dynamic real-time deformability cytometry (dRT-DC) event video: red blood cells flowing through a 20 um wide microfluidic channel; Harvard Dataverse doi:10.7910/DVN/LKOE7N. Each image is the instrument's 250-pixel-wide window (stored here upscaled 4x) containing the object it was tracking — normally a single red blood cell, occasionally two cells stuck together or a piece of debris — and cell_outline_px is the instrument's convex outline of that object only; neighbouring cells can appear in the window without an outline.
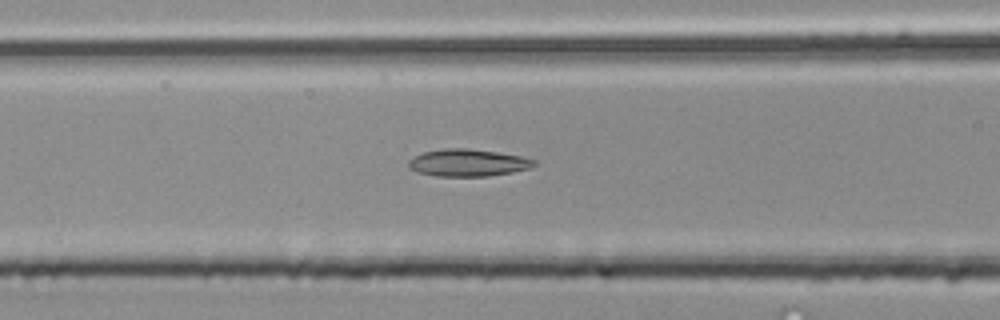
{"species": "common noctule bat (a hibernating species)", "species_latin": "Nyctalus noctula", "temperature_condition": "room temperature", "stored_images_in_passage": 33, "camera_frame_rate_fps": 3000, "um_per_image_px": 0.085, "animal": {"sex": "male", "body_mass_g": 20.4}, "frame": {"image": 1, "passage_image": 8, "time_ms": 2.333, "image_size_px": [1000, 320], "cell_outline_px": [[536, 164], [532, 168], [512, 172], [488, 176], [436, 176], [416, 172], [408, 168], [408, 160], [424, 152], [444, 148], [468, 148], [496, 152], [520, 156], [536, 160]], "centroid_in_image_um": [39.76, 13.84], "position_along_channel_um": 126.8, "area_um2": 19.94}}
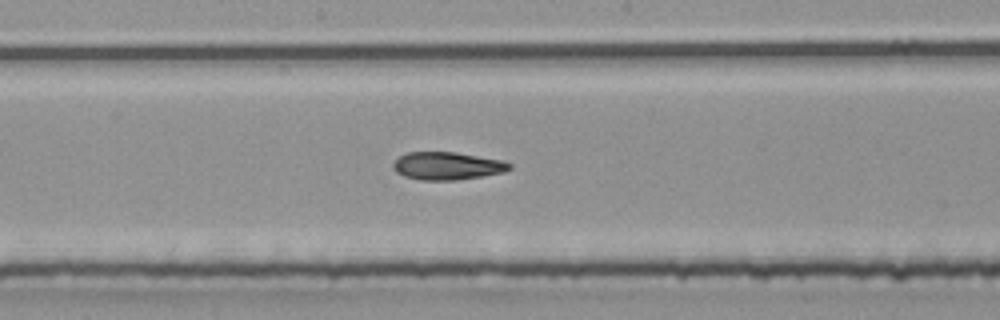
{"frame": {"image": 2, "passage_image": 14, "time_ms": 4.333, "image_size_px": [1000, 320], "cell_outline_px": [[512, 168], [504, 172], [484, 176], [456, 180], [420, 180], [404, 176], [396, 172], [392, 164], [400, 156], [408, 152], [456, 152], [500, 160], [512, 164]], "centroid_in_image_um": [38.02, 14.11], "position_along_channel_um": 210.2, "area_um2": 18.79}}
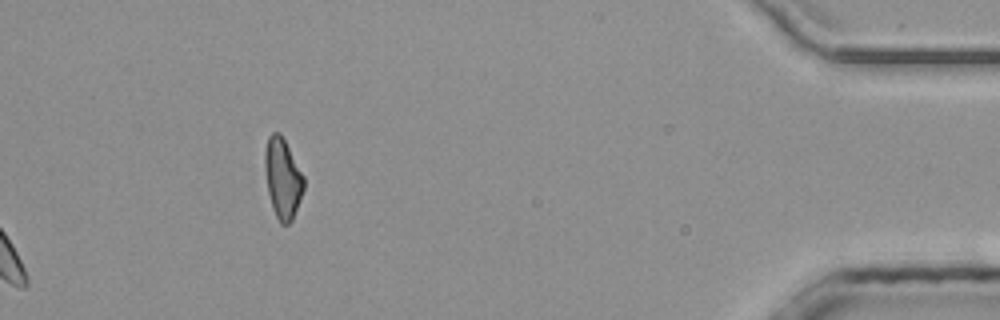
{"frame": {"image": 3, "passage_image": 33, "time_ms": 10.667, "image_size_px": [1000, 320], "cell_outline_px": [[304, 188], [292, 220], [288, 224], [280, 224], [272, 208], [268, 192], [264, 168], [264, 152], [268, 136], [272, 132], [280, 132], [304, 176]], "centroid_in_image_um": [24.01, 15.14], "position_along_channel_um": 411.2, "area_um2": 18.15}}